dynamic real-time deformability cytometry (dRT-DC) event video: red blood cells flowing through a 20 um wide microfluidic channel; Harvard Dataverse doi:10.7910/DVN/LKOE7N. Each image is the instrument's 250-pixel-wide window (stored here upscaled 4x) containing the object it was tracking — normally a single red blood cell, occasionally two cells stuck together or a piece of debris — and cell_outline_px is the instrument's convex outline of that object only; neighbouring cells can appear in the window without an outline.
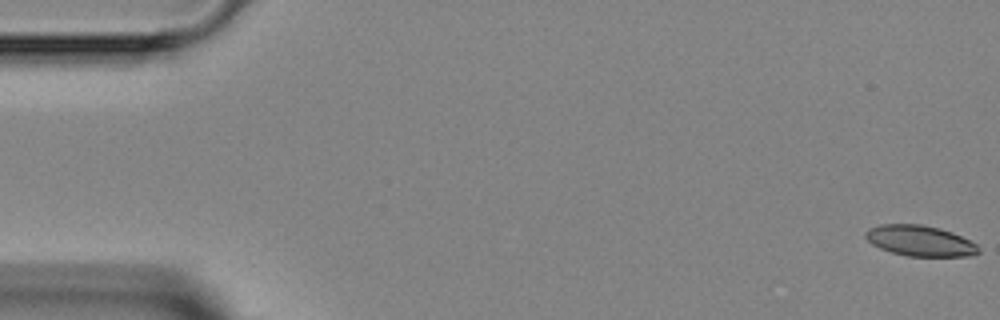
{"species": "Egyptian fruit bat (a non-hibernating species)", "species_latin": "Rousettus aegyptiacus", "temperature_condition": "room temperature", "stored_images_in_passage": 4, "camera_frame_rate_fps": 3000, "um_per_image_px": 0.085, "animal": {"sex": "female"}, "frame": {"image": 1, "passage_image": 1, "time_ms": 0.0, "image_size_px": [1000, 320], "cell_outline_px": [[980, 252], [972, 256], [908, 256], [892, 252], [880, 248], [872, 244], [864, 236], [864, 232], [868, 228], [880, 224], [920, 224], [940, 228], [952, 232], [976, 244], [980, 248]], "centroid_in_image_um": [78.18, 20.46], "position_along_channel_um": 6.8, "area_um2": 20.23}}
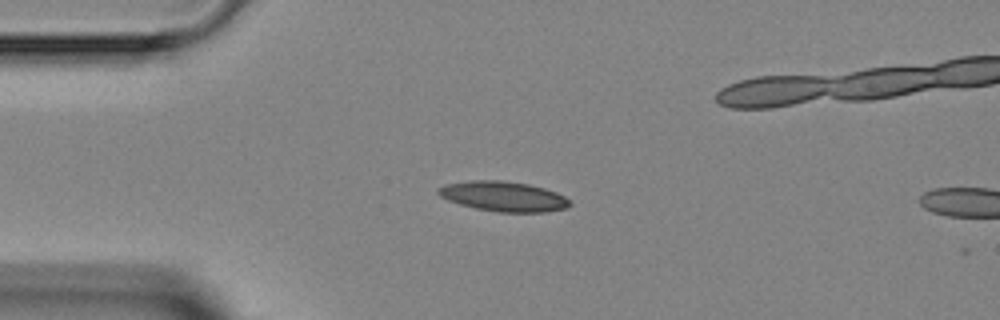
{"frame": {"image": 2, "passage_image": 3, "time_ms": 3.667, "image_size_px": [1000, 320], "cell_outline_px": [[572, 204], [568, 208], [544, 212], [500, 212], [476, 208], [460, 204], [448, 200], [440, 196], [436, 192], [436, 188], [448, 184], [468, 180], [500, 180], [528, 184], [544, 188], [556, 192], [564, 196]], "centroid_in_image_um": [42.79, 16.69], "position_along_channel_um": 42.2, "area_um2": 22.95}}